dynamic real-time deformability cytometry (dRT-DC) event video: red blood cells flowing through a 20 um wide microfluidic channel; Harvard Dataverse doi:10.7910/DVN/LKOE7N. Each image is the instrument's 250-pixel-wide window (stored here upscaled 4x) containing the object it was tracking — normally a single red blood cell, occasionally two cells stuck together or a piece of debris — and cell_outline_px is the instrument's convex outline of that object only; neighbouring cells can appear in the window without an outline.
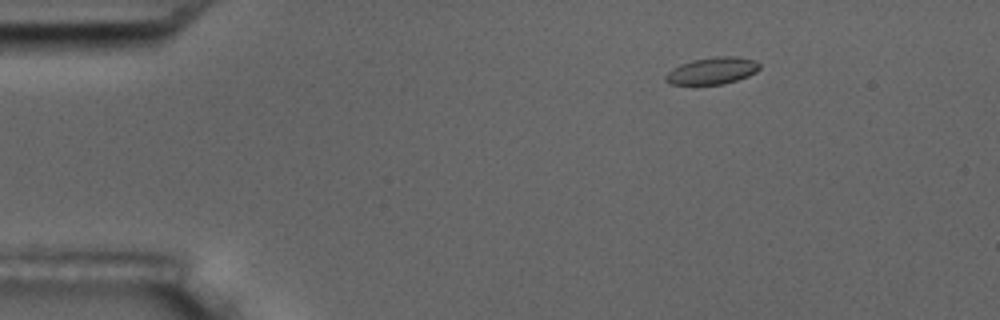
{"species": "common noctule bat (a hibernating species)", "species_latin": "Nyctalus noctula", "temperature_condition": "room temperature", "stored_images_in_passage": 7, "segment_of_instrument_passage": [2, 2], "camera_frame_rate_fps": 3000, "um_per_image_px": 0.085, "animal": {"sex": "male", "body_mass_g": 17.5, "forearm_length_mm": 52.3}, "frame": {"image": 1, "passage_image": 7, "time_ms": 6.667, "image_size_px": [1000, 320], "cell_outline_px": [[760, 68], [756, 72], [748, 76], [724, 84], [668, 84], [664, 80], [664, 76], [672, 68], [680, 64], [692, 60], [716, 56], [736, 56], [756, 60], [760, 64]], "centroid_in_image_um": [60.53, 6.0], "position_along_channel_um": 24.5, "area_um2": 14.85}}